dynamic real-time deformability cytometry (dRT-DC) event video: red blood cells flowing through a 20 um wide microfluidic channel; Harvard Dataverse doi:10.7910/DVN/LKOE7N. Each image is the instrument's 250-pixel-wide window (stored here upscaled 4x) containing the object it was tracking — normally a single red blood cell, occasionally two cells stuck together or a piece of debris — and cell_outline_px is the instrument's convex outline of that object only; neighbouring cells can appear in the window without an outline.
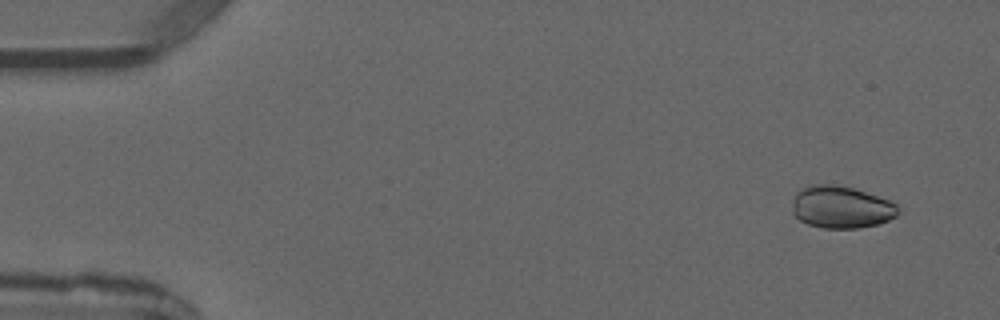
{"species": "common noctule bat (a hibernating species)", "species_latin": "Nyctalus noctula", "temperature_condition": "warm", "stored_images_in_passage": 3, "camera_frame_rate_fps": 3000, "um_per_image_px": 0.085, "animal": {"sex": "male", "forearm_length_mm": 52.5}, "frame": {"image": 1, "passage_image": 1, "time_ms": 0.0, "image_size_px": [1000, 320], "cell_outline_px": [[900, 212], [896, 216], [880, 224], [860, 228], [824, 228], [808, 224], [800, 220], [792, 212], [792, 200], [796, 192], [812, 184], [836, 184], [852, 188], [888, 200], [896, 204], [900, 208]], "centroid_in_image_um": [71.5, 17.61], "position_along_channel_um": 13.5, "area_um2": 26.13}}